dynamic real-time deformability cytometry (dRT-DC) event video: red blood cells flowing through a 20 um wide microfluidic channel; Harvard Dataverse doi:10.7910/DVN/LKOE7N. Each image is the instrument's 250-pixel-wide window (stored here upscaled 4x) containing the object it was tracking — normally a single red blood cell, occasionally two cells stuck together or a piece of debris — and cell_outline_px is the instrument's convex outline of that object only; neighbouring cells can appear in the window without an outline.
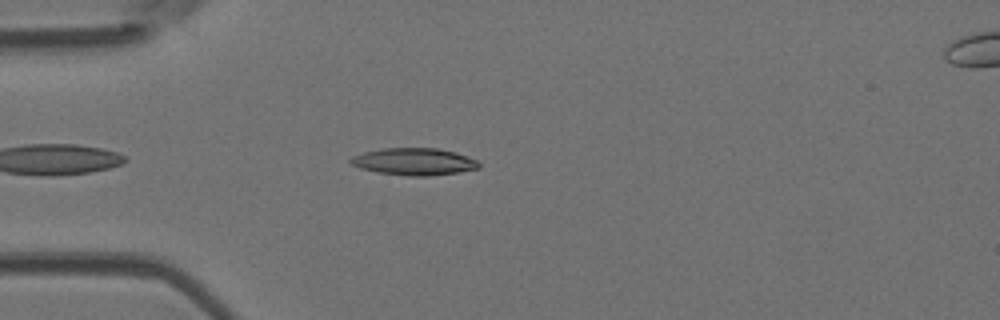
{"species": "Egyptian fruit bat (a non-hibernating species)", "species_latin": "Rousettus aegyptiacus", "temperature_condition": "room temperature", "stored_images_in_passage": 4, "camera_frame_rate_fps": 3000, "um_per_image_px": 0.085, "animal": {"sex": "female"}, "frame": {"image": 1, "passage_image": 3, "time_ms": 0.667, "image_size_px": [1000, 320], "cell_outline_px": [[480, 168], [456, 172], [428, 176], [412, 176], [380, 172], [360, 168], [352, 164], [348, 160], [352, 156], [364, 152], [384, 148], [436, 148], [456, 152], [476, 160], [480, 164]], "centroid_in_image_um": [35.19, 13.73], "position_along_channel_um": 49.8, "area_um2": 20.0}}